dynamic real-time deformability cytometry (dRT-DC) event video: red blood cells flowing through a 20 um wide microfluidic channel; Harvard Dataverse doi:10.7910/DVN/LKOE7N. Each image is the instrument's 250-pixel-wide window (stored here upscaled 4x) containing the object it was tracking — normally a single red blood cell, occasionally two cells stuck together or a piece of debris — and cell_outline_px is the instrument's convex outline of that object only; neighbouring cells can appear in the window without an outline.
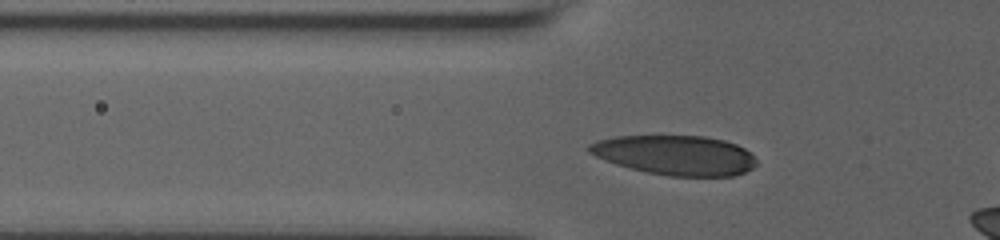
{"species": "human", "species_latin": "Homo sapiens", "temperature_condition": "room temperature", "stored_images_in_passage": 24, "camera_frame_rate_fps": 3000, "um_per_image_px": 0.085, "donor": {"sex": "male"}, "frame": {"image": 1, "passage_image": 10, "time_ms": 4.0, "image_size_px": [1000, 240], "cell_outline_px": [[756, 164], [752, 168], [744, 172], [732, 176], [668, 176], [648, 172], [616, 164], [596, 156], [588, 152], [588, 144], [596, 140], [616, 136], [704, 136], [724, 140], [736, 144], [744, 148], [756, 160]], "centroid_in_image_um": [57.39, 13.18], "position_along_channel_um": 68.4, "area_um2": 38.44}}
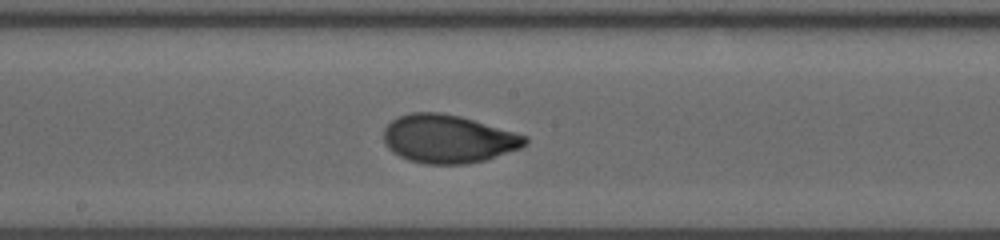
{"frame": {"image": 2, "passage_image": 17, "time_ms": 8.0, "image_size_px": [1000, 240], "cell_outline_px": [[528, 144], [520, 148], [484, 160], [468, 164], [424, 164], [408, 160], [392, 152], [384, 144], [384, 128], [392, 120], [400, 116], [412, 112], [440, 112], [460, 116], [528, 136]], "centroid_in_image_um": [38.08, 11.81], "position_along_channel_um": 210.1, "area_um2": 39.77}}
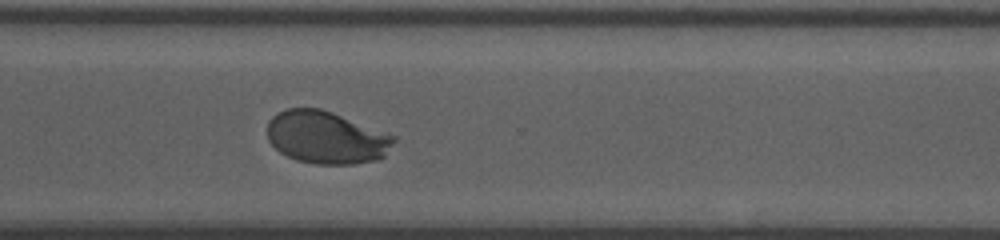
{"frame": {"image": 3, "passage_image": 24, "time_ms": 11.667, "image_size_px": [1000, 240], "cell_outline_px": [[396, 140], [384, 156], [376, 160], [352, 164], [316, 164], [296, 160], [280, 152], [268, 140], [268, 120], [272, 116], [288, 108], [320, 108], [332, 112], [396, 136]], "centroid_in_image_um": [27.73, 11.68], "position_along_channel_um": 342.9, "area_um2": 38.61}}